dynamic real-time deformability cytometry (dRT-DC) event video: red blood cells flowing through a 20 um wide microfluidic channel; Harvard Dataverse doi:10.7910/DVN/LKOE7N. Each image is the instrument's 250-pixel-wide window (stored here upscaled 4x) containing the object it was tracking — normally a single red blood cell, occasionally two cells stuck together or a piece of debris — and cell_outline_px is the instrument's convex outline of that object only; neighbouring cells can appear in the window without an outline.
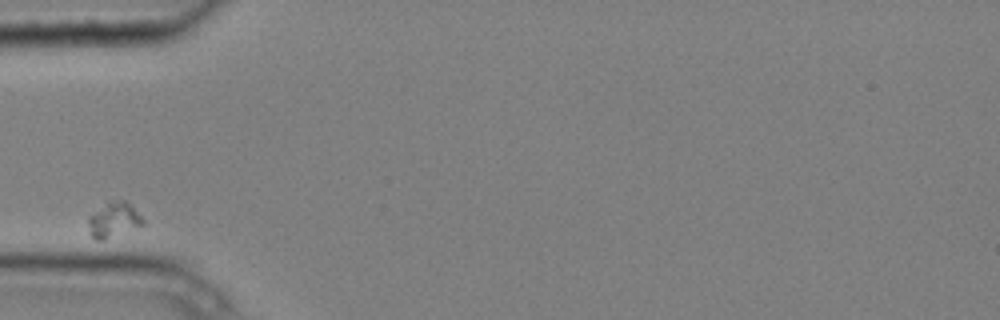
{"species": "common noctule bat (a hibernating species)", "species_latin": "Nyctalus noctula", "temperature_condition": "cold", "stored_images_in_passage": 5, "camera_frame_rate_fps": 3000, "um_per_image_px": 0.085, "animal": {"sex": "male", "body_mass_g": 20.4}, "frame": {"image": 1, "passage_image": 1, "time_ms": 0.0, "image_size_px": [1000, 320], "cell_outline_px": [[144, 224], [104, 240], [96, 240], [92, 236], [88, 220], [88, 216], [108, 200], [124, 200], [144, 220]], "centroid_in_image_um": [9.63, 18.67], "position_along_channel_um": 75.4, "area_um2": 10.87}}
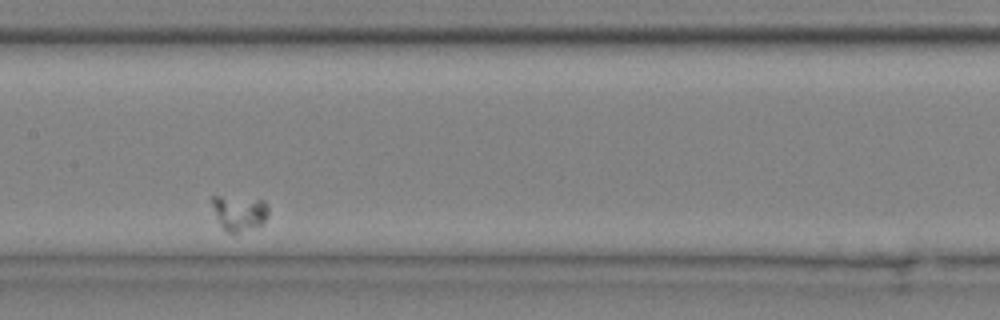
{"frame": {"image": 2, "passage_image": 4, "time_ms": 1.0, "image_size_px": [1000, 320], "cell_outline_px": [[268, 216], [260, 224], [236, 236], [232, 236], [220, 224], [216, 216], [212, 204], [212, 196], [220, 196], [264, 200], [268, 204]], "centroid_in_image_um": [20.35, 18.13], "position_along_channel_um": 187.1, "area_um2": 11.68}}
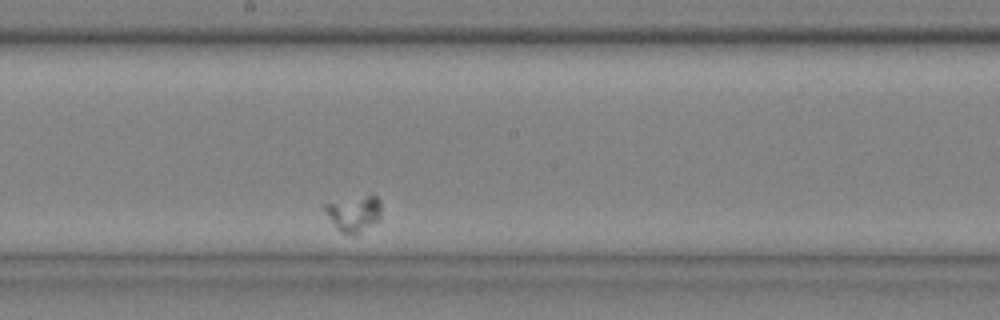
{"frame": {"image": 3, "passage_image": 5, "time_ms": 1.333, "image_size_px": [1000, 320], "cell_outline_px": [[380, 216], [376, 220], [356, 236], [348, 236], [336, 228], [324, 212], [324, 204], [368, 196], [376, 196], [380, 200]], "centroid_in_image_um": [30.05, 18.2], "position_along_channel_um": 218.1, "area_um2": 11.44}}